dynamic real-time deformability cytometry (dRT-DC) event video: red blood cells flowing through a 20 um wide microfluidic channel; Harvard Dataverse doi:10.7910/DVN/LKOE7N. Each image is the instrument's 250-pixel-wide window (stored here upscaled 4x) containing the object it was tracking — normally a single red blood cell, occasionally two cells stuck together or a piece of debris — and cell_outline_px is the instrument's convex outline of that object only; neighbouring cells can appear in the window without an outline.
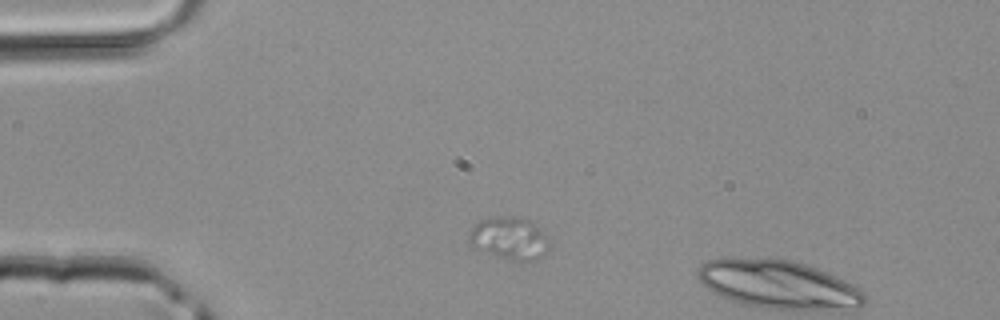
{"species": "common noctule bat (a hibernating species)", "species_latin": "Nyctalus noctula", "temperature_condition": "room temperature", "stored_images_in_passage": 2, "camera_frame_rate_fps": 3000, "um_per_image_px": 0.085, "animal": {"sex": "male", "body_mass_g": 20.4}, "frame": {"image": 1, "passage_image": 1, "time_ms": 0.0, "image_size_px": [1000, 320], "cell_outline_px": [[548, 248], [536, 260], [512, 260], [472, 248], [468, 244], [468, 232], [480, 220], [492, 216], [516, 216], [532, 220], [544, 236]], "centroid_in_image_um": [43.2, 20.22], "position_along_channel_um": 41.8, "area_um2": 19.71}}